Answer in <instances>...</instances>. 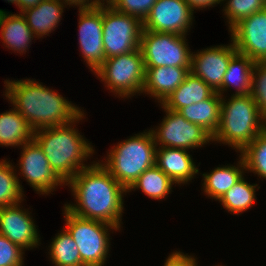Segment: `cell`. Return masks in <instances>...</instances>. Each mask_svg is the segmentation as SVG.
Instances as JSON below:
<instances>
[{"label": "cell", "mask_w": 266, "mask_h": 266, "mask_svg": "<svg viewBox=\"0 0 266 266\" xmlns=\"http://www.w3.org/2000/svg\"><path fill=\"white\" fill-rule=\"evenodd\" d=\"M74 196V203L64 207L74 215L98 220L121 230L124 195L127 190L100 163L94 161L80 170L67 183Z\"/></svg>", "instance_id": "6da1fadb"}, {"label": "cell", "mask_w": 266, "mask_h": 266, "mask_svg": "<svg viewBox=\"0 0 266 266\" xmlns=\"http://www.w3.org/2000/svg\"><path fill=\"white\" fill-rule=\"evenodd\" d=\"M4 84L3 95L34 131L65 125L83 112V109L36 79H6Z\"/></svg>", "instance_id": "7a4b0ae2"}, {"label": "cell", "mask_w": 266, "mask_h": 266, "mask_svg": "<svg viewBox=\"0 0 266 266\" xmlns=\"http://www.w3.org/2000/svg\"><path fill=\"white\" fill-rule=\"evenodd\" d=\"M85 116L83 111L70 123L34 132L33 140L46 155L51 168L65 183L80 170L91 165L84 162L95 152L91 143L79 133L75 125Z\"/></svg>", "instance_id": "3957f363"}, {"label": "cell", "mask_w": 266, "mask_h": 266, "mask_svg": "<svg viewBox=\"0 0 266 266\" xmlns=\"http://www.w3.org/2000/svg\"><path fill=\"white\" fill-rule=\"evenodd\" d=\"M225 99L224 94L221 98L220 123L212 142L228 145L240 153L266 129V119L250 93H233Z\"/></svg>", "instance_id": "277c9868"}, {"label": "cell", "mask_w": 266, "mask_h": 266, "mask_svg": "<svg viewBox=\"0 0 266 266\" xmlns=\"http://www.w3.org/2000/svg\"><path fill=\"white\" fill-rule=\"evenodd\" d=\"M156 144L151 129L112 146L101 164L126 189L148 168L155 165Z\"/></svg>", "instance_id": "5b68a950"}, {"label": "cell", "mask_w": 266, "mask_h": 266, "mask_svg": "<svg viewBox=\"0 0 266 266\" xmlns=\"http://www.w3.org/2000/svg\"><path fill=\"white\" fill-rule=\"evenodd\" d=\"M64 228L78 246L81 262L86 266H104L107 261L110 242V231L118 229L111 224L78 217L63 206ZM110 230V231H109Z\"/></svg>", "instance_id": "8992f818"}, {"label": "cell", "mask_w": 266, "mask_h": 266, "mask_svg": "<svg viewBox=\"0 0 266 266\" xmlns=\"http://www.w3.org/2000/svg\"><path fill=\"white\" fill-rule=\"evenodd\" d=\"M94 74L115 97L125 99L136 96V93L140 95L145 81L144 60L140 48L105 59Z\"/></svg>", "instance_id": "52a82bcc"}, {"label": "cell", "mask_w": 266, "mask_h": 266, "mask_svg": "<svg viewBox=\"0 0 266 266\" xmlns=\"http://www.w3.org/2000/svg\"><path fill=\"white\" fill-rule=\"evenodd\" d=\"M186 35L143 30L140 50L144 67H191L190 47Z\"/></svg>", "instance_id": "ba28073f"}, {"label": "cell", "mask_w": 266, "mask_h": 266, "mask_svg": "<svg viewBox=\"0 0 266 266\" xmlns=\"http://www.w3.org/2000/svg\"><path fill=\"white\" fill-rule=\"evenodd\" d=\"M143 23L103 2V43L105 58L126 54L140 48Z\"/></svg>", "instance_id": "9c48e42d"}, {"label": "cell", "mask_w": 266, "mask_h": 266, "mask_svg": "<svg viewBox=\"0 0 266 266\" xmlns=\"http://www.w3.org/2000/svg\"><path fill=\"white\" fill-rule=\"evenodd\" d=\"M166 116L156 128H150L158 147L198 149L213 141L212 135L200 125L186 120L180 113L159 104ZM155 129V130H154Z\"/></svg>", "instance_id": "30bf717a"}, {"label": "cell", "mask_w": 266, "mask_h": 266, "mask_svg": "<svg viewBox=\"0 0 266 266\" xmlns=\"http://www.w3.org/2000/svg\"><path fill=\"white\" fill-rule=\"evenodd\" d=\"M21 149L18 175L21 174L37 194H53L58 186L66 185L51 168L46 155L34 140L23 144Z\"/></svg>", "instance_id": "8fae6325"}, {"label": "cell", "mask_w": 266, "mask_h": 266, "mask_svg": "<svg viewBox=\"0 0 266 266\" xmlns=\"http://www.w3.org/2000/svg\"><path fill=\"white\" fill-rule=\"evenodd\" d=\"M78 42L87 67L95 71L105 58L103 43V3L95 8L78 10Z\"/></svg>", "instance_id": "7c38bea8"}, {"label": "cell", "mask_w": 266, "mask_h": 266, "mask_svg": "<svg viewBox=\"0 0 266 266\" xmlns=\"http://www.w3.org/2000/svg\"><path fill=\"white\" fill-rule=\"evenodd\" d=\"M193 13L185 0H157L143 22V30L187 36Z\"/></svg>", "instance_id": "4fadbf2b"}, {"label": "cell", "mask_w": 266, "mask_h": 266, "mask_svg": "<svg viewBox=\"0 0 266 266\" xmlns=\"http://www.w3.org/2000/svg\"><path fill=\"white\" fill-rule=\"evenodd\" d=\"M228 45L211 46L192 52L190 72L202 79L215 92L222 86V81L231 58L237 53L232 39Z\"/></svg>", "instance_id": "5bb4252c"}, {"label": "cell", "mask_w": 266, "mask_h": 266, "mask_svg": "<svg viewBox=\"0 0 266 266\" xmlns=\"http://www.w3.org/2000/svg\"><path fill=\"white\" fill-rule=\"evenodd\" d=\"M229 32L237 52L254 62H266V7L242 19Z\"/></svg>", "instance_id": "9a60e30c"}, {"label": "cell", "mask_w": 266, "mask_h": 266, "mask_svg": "<svg viewBox=\"0 0 266 266\" xmlns=\"http://www.w3.org/2000/svg\"><path fill=\"white\" fill-rule=\"evenodd\" d=\"M21 206L19 203L0 208V234L22 249L32 250L40 246V234L29 209Z\"/></svg>", "instance_id": "2e32d148"}, {"label": "cell", "mask_w": 266, "mask_h": 266, "mask_svg": "<svg viewBox=\"0 0 266 266\" xmlns=\"http://www.w3.org/2000/svg\"><path fill=\"white\" fill-rule=\"evenodd\" d=\"M188 151L182 148H156L155 165L175 183V186L188 184L199 173V168Z\"/></svg>", "instance_id": "e0dca14e"}, {"label": "cell", "mask_w": 266, "mask_h": 266, "mask_svg": "<svg viewBox=\"0 0 266 266\" xmlns=\"http://www.w3.org/2000/svg\"><path fill=\"white\" fill-rule=\"evenodd\" d=\"M191 67H154L145 68V81L142 89L144 95L157 99L162 103L174 90H176L190 73Z\"/></svg>", "instance_id": "ac0fdd59"}, {"label": "cell", "mask_w": 266, "mask_h": 266, "mask_svg": "<svg viewBox=\"0 0 266 266\" xmlns=\"http://www.w3.org/2000/svg\"><path fill=\"white\" fill-rule=\"evenodd\" d=\"M0 35L5 48L21 55L26 54L36 38L21 13L9 14L7 11H3L0 17Z\"/></svg>", "instance_id": "d6986e66"}, {"label": "cell", "mask_w": 266, "mask_h": 266, "mask_svg": "<svg viewBox=\"0 0 266 266\" xmlns=\"http://www.w3.org/2000/svg\"><path fill=\"white\" fill-rule=\"evenodd\" d=\"M64 7L67 8L60 0H43L36 7L28 8L21 14L34 36L39 39L55 31L62 19Z\"/></svg>", "instance_id": "ffe728a7"}, {"label": "cell", "mask_w": 266, "mask_h": 266, "mask_svg": "<svg viewBox=\"0 0 266 266\" xmlns=\"http://www.w3.org/2000/svg\"><path fill=\"white\" fill-rule=\"evenodd\" d=\"M236 165H225L214 168L210 173L202 174V190L205 195L218 201L234 184L245 175V163L241 155Z\"/></svg>", "instance_id": "44dd1931"}, {"label": "cell", "mask_w": 266, "mask_h": 266, "mask_svg": "<svg viewBox=\"0 0 266 266\" xmlns=\"http://www.w3.org/2000/svg\"><path fill=\"white\" fill-rule=\"evenodd\" d=\"M214 93L215 91L208 84L190 72L182 84L161 105L168 110L178 111L182 107L204 101Z\"/></svg>", "instance_id": "7402d4cb"}, {"label": "cell", "mask_w": 266, "mask_h": 266, "mask_svg": "<svg viewBox=\"0 0 266 266\" xmlns=\"http://www.w3.org/2000/svg\"><path fill=\"white\" fill-rule=\"evenodd\" d=\"M255 62L247 55L237 52L232 58L224 75L222 86L216 91L221 97L234 87L235 95H247L251 92L252 71Z\"/></svg>", "instance_id": "603a6c76"}, {"label": "cell", "mask_w": 266, "mask_h": 266, "mask_svg": "<svg viewBox=\"0 0 266 266\" xmlns=\"http://www.w3.org/2000/svg\"><path fill=\"white\" fill-rule=\"evenodd\" d=\"M34 130L13 107L0 113V146L17 148L33 140Z\"/></svg>", "instance_id": "cb8c5ba5"}, {"label": "cell", "mask_w": 266, "mask_h": 266, "mask_svg": "<svg viewBox=\"0 0 266 266\" xmlns=\"http://www.w3.org/2000/svg\"><path fill=\"white\" fill-rule=\"evenodd\" d=\"M221 98L215 92L210 98L182 107L177 112L189 122L200 125L213 136L220 123Z\"/></svg>", "instance_id": "d4e9b609"}, {"label": "cell", "mask_w": 266, "mask_h": 266, "mask_svg": "<svg viewBox=\"0 0 266 266\" xmlns=\"http://www.w3.org/2000/svg\"><path fill=\"white\" fill-rule=\"evenodd\" d=\"M246 178L241 177L218 201L226 211L233 215H241L253 207L257 197L258 184L248 183Z\"/></svg>", "instance_id": "484cf974"}, {"label": "cell", "mask_w": 266, "mask_h": 266, "mask_svg": "<svg viewBox=\"0 0 266 266\" xmlns=\"http://www.w3.org/2000/svg\"><path fill=\"white\" fill-rule=\"evenodd\" d=\"M175 183L164 174L156 165L145 170L127 192L142 190L149 198L162 200L171 194Z\"/></svg>", "instance_id": "4316f807"}, {"label": "cell", "mask_w": 266, "mask_h": 266, "mask_svg": "<svg viewBox=\"0 0 266 266\" xmlns=\"http://www.w3.org/2000/svg\"><path fill=\"white\" fill-rule=\"evenodd\" d=\"M16 166L10 160H0V208L22 203L25 197Z\"/></svg>", "instance_id": "83f0119b"}, {"label": "cell", "mask_w": 266, "mask_h": 266, "mask_svg": "<svg viewBox=\"0 0 266 266\" xmlns=\"http://www.w3.org/2000/svg\"><path fill=\"white\" fill-rule=\"evenodd\" d=\"M52 264L59 266H83L78 246L63 227L48 246Z\"/></svg>", "instance_id": "f1b7e54d"}, {"label": "cell", "mask_w": 266, "mask_h": 266, "mask_svg": "<svg viewBox=\"0 0 266 266\" xmlns=\"http://www.w3.org/2000/svg\"><path fill=\"white\" fill-rule=\"evenodd\" d=\"M247 172L266 180V129L241 152Z\"/></svg>", "instance_id": "f546056e"}, {"label": "cell", "mask_w": 266, "mask_h": 266, "mask_svg": "<svg viewBox=\"0 0 266 266\" xmlns=\"http://www.w3.org/2000/svg\"><path fill=\"white\" fill-rule=\"evenodd\" d=\"M226 3L224 4V2ZM223 12L227 20L228 31H230L242 19L259 12L266 7L262 0H222Z\"/></svg>", "instance_id": "4dcf8cb0"}, {"label": "cell", "mask_w": 266, "mask_h": 266, "mask_svg": "<svg viewBox=\"0 0 266 266\" xmlns=\"http://www.w3.org/2000/svg\"><path fill=\"white\" fill-rule=\"evenodd\" d=\"M250 94L266 119V62H255Z\"/></svg>", "instance_id": "1f68e13d"}, {"label": "cell", "mask_w": 266, "mask_h": 266, "mask_svg": "<svg viewBox=\"0 0 266 266\" xmlns=\"http://www.w3.org/2000/svg\"><path fill=\"white\" fill-rule=\"evenodd\" d=\"M110 6L121 13L139 19L142 23L147 18L157 0H105Z\"/></svg>", "instance_id": "d6a6232c"}, {"label": "cell", "mask_w": 266, "mask_h": 266, "mask_svg": "<svg viewBox=\"0 0 266 266\" xmlns=\"http://www.w3.org/2000/svg\"><path fill=\"white\" fill-rule=\"evenodd\" d=\"M24 251L0 234V266H24Z\"/></svg>", "instance_id": "836d02e7"}, {"label": "cell", "mask_w": 266, "mask_h": 266, "mask_svg": "<svg viewBox=\"0 0 266 266\" xmlns=\"http://www.w3.org/2000/svg\"><path fill=\"white\" fill-rule=\"evenodd\" d=\"M196 259L193 255L184 254L181 251H173L166 258L163 266H198Z\"/></svg>", "instance_id": "e575fe53"}, {"label": "cell", "mask_w": 266, "mask_h": 266, "mask_svg": "<svg viewBox=\"0 0 266 266\" xmlns=\"http://www.w3.org/2000/svg\"><path fill=\"white\" fill-rule=\"evenodd\" d=\"M65 6H77L78 10L95 8L101 5L105 0H60Z\"/></svg>", "instance_id": "d590c367"}, {"label": "cell", "mask_w": 266, "mask_h": 266, "mask_svg": "<svg viewBox=\"0 0 266 266\" xmlns=\"http://www.w3.org/2000/svg\"><path fill=\"white\" fill-rule=\"evenodd\" d=\"M191 9L194 11L196 10H203L208 7H214L217 4H222V0H185Z\"/></svg>", "instance_id": "8d00e7d4"}, {"label": "cell", "mask_w": 266, "mask_h": 266, "mask_svg": "<svg viewBox=\"0 0 266 266\" xmlns=\"http://www.w3.org/2000/svg\"><path fill=\"white\" fill-rule=\"evenodd\" d=\"M42 1L43 0H17V6H18L20 13H21L28 8L36 7Z\"/></svg>", "instance_id": "74e56055"}, {"label": "cell", "mask_w": 266, "mask_h": 266, "mask_svg": "<svg viewBox=\"0 0 266 266\" xmlns=\"http://www.w3.org/2000/svg\"><path fill=\"white\" fill-rule=\"evenodd\" d=\"M5 1H8V3L15 4L17 7V0H5Z\"/></svg>", "instance_id": "f35d334b"}, {"label": "cell", "mask_w": 266, "mask_h": 266, "mask_svg": "<svg viewBox=\"0 0 266 266\" xmlns=\"http://www.w3.org/2000/svg\"><path fill=\"white\" fill-rule=\"evenodd\" d=\"M4 10L0 9V17H1V14L3 13Z\"/></svg>", "instance_id": "ab89813d"}]
</instances>
